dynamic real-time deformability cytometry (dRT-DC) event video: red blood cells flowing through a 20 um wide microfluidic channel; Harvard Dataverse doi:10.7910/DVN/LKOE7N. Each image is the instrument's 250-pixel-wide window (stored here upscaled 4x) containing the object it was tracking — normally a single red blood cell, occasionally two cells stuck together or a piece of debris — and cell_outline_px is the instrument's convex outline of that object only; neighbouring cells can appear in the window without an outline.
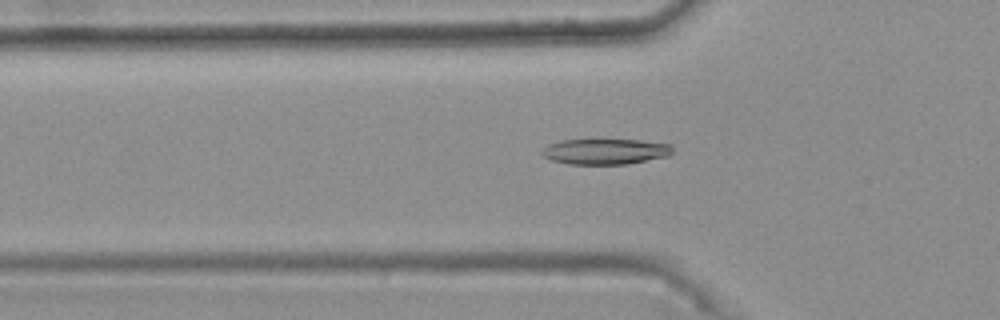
{"species": "common noctule bat (a hibernating species)", "species_latin": "Nyctalus noctula", "temperature_condition": "warm", "stored_images_in_passage": 43, "camera_frame_rate_fps": 3000, "um_per_image_px": 0.085, "animal": {"sex": "female", "body_mass_g": 25.1}, "frame": {"image": 1, "passage_image": 13, "time_ms": 4.0, "image_size_px": [1000, 320], "cell_outline_px": [[672, 152], [668, 156], [628, 164], [568, 164], [552, 160], [544, 156], [540, 152], [548, 144], [560, 140], [640, 140], [672, 144]], "centroid_in_image_um": [51.46, 12.88], "position_along_channel_um": 74.3, "area_um2": 19.48}}
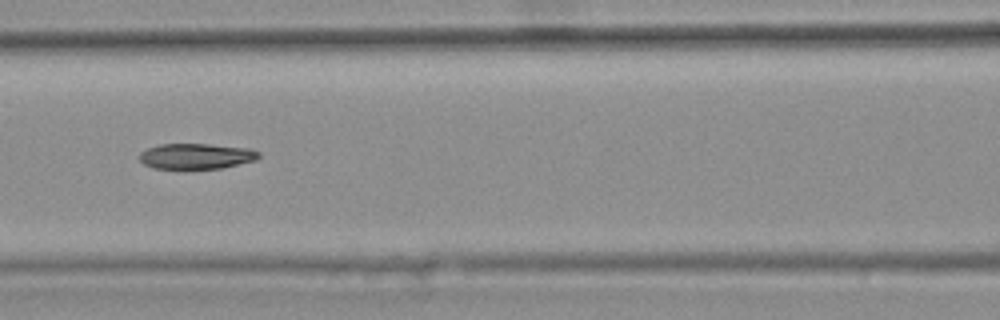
{"frame": {"image": 2, "passage_image": 19, "time_ms": 6.0, "image_size_px": [1000, 320], "cell_outline_px": [[260, 156], [256, 160], [220, 168], [152, 168], [144, 164], [136, 156], [140, 152], [148, 148], [160, 144], [208, 144], [252, 148], [260, 152]], "centroid_in_image_um": [16.67, 13.26], "position_along_channel_um": 149.9, "area_um2": 17.8}}
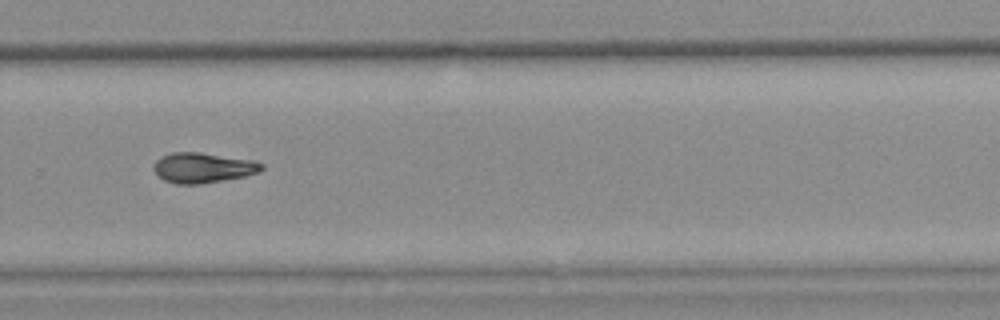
{"frame": {"image": 3, "passage_image": 32, "time_ms": 10.333, "image_size_px": [1000, 320], "cell_outline_px": [[264, 168], [260, 172], [244, 176], [200, 184], [176, 184], [164, 180], [152, 168], [156, 160], [160, 156], [172, 152], [200, 152], [256, 160], [264, 164]], "centroid_in_image_um": [17.27, 14.24], "position_along_channel_um": 312.5, "area_um2": 19.13}, "authors_computed_cell_mechanics": {"area_um2": 18.7272, "velocity_mm_per_s": 3.7603, "shape_relaxation_time_tau1_ms": 8.0615, "shape_relaxation_time_tau2_ms": null, "deformation_change_tau1": 0.1709, "deformation_change_tau2": null}}